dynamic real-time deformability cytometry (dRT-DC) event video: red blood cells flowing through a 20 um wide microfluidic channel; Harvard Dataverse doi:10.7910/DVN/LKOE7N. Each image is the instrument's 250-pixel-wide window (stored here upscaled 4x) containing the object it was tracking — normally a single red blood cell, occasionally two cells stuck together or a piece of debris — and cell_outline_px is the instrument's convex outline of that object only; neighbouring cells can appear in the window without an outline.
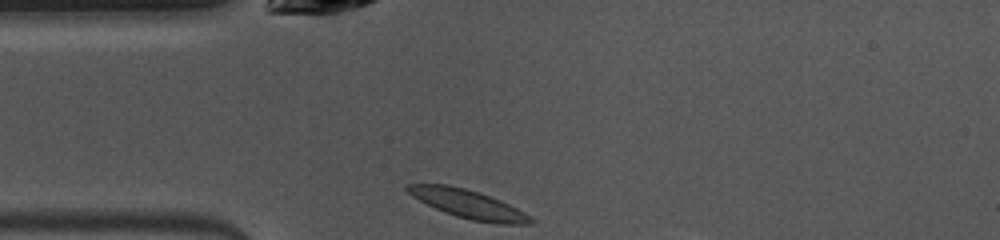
{"species": "common noctule bat (a hibernating species)", "species_latin": "Nyctalus noctula", "temperature_condition": "warm", "stored_images_in_passage": 6, "camera_frame_rate_fps": 3000, "um_per_image_px": 0.085, "animal": {"sex": "female", "body_mass_g": 10.0, "forearm_length_mm": 53.1}, "frame": {"image": 1, "passage_image": 1, "time_ms": 0.0, "image_size_px": [1000, 240], "cell_outline_px": [[536, 220], [532, 224], [500, 224], [472, 220], [456, 216], [444, 212], [412, 196], [404, 188], [404, 184], [448, 184], [464, 188], [500, 200], [524, 212]], "centroid_in_image_um": [39.8, 17.35], "position_along_channel_um": 45.2, "area_um2": 20.23}}
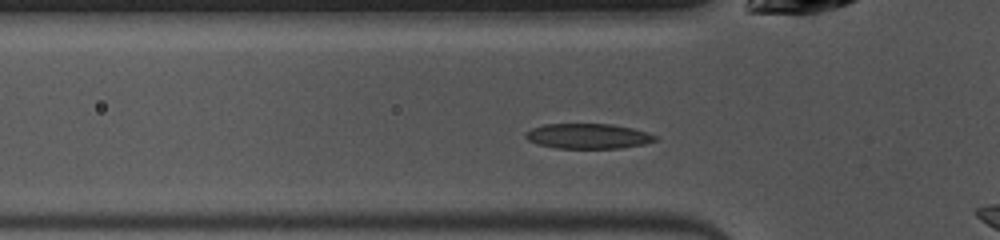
{"frame": {"image": 2, "passage_image": 4, "time_ms": 1.0, "image_size_px": [1000, 240], "cell_outline_px": [[656, 140], [644, 144], [620, 148], [556, 148], [536, 144], [528, 140], [524, 136], [524, 132], [532, 128], [544, 124], [612, 124], [632, 128], [648, 132], [656, 136]], "centroid_in_image_um": [49.95, 11.57], "position_along_channel_um": 75.9, "area_um2": 19.02}}